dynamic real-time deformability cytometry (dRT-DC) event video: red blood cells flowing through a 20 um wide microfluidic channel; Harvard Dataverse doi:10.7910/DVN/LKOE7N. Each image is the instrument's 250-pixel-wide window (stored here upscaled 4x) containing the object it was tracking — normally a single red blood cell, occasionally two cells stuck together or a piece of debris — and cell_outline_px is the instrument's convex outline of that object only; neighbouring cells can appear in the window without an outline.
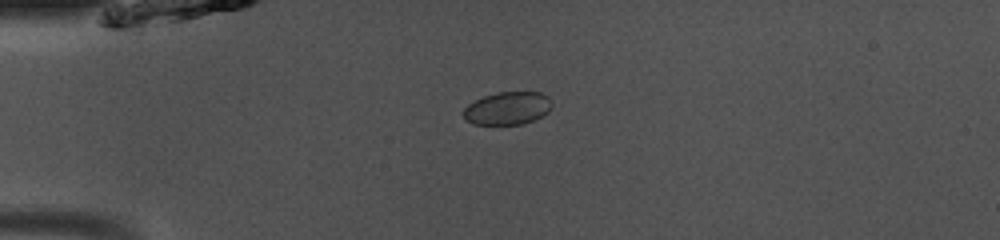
{"species": "common noctule bat (a hibernating species)", "species_latin": "Nyctalus noctula", "temperature_condition": "room temperature", "stored_images_in_passage": 40, "camera_frame_rate_fps": 3000, "um_per_image_px": 0.085, "animal": {"sex": "male", "body_mass_g": 13.0, "forearm_length_mm": 53.1}, "frame": {"image": 1, "passage_image": 3, "time_ms": 0.667, "image_size_px": [1000, 240], "cell_outline_px": [[552, 108], [548, 112], [524, 124], [472, 124], [464, 116], [464, 108], [468, 104], [484, 96], [496, 92], [540, 92], [548, 96], [552, 100]], "centroid_in_image_um": [43.17, 9.19], "position_along_channel_um": 41.8, "area_um2": 16.88}}
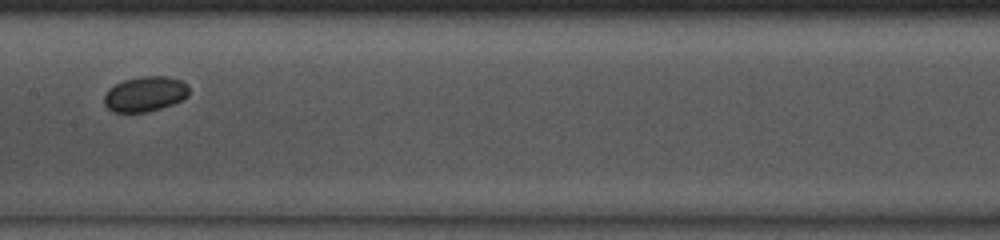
{"frame": {"image": 2, "passage_image": 16, "time_ms": 5.0, "image_size_px": [1000, 240], "cell_outline_px": [[188, 96], [172, 104], [148, 112], [112, 112], [104, 104], [104, 96], [108, 88], [124, 80], [144, 76], [168, 76], [180, 80], [188, 84]], "centroid_in_image_um": [12.32, 7.99], "position_along_channel_um": 195.1, "area_um2": 17.34}}
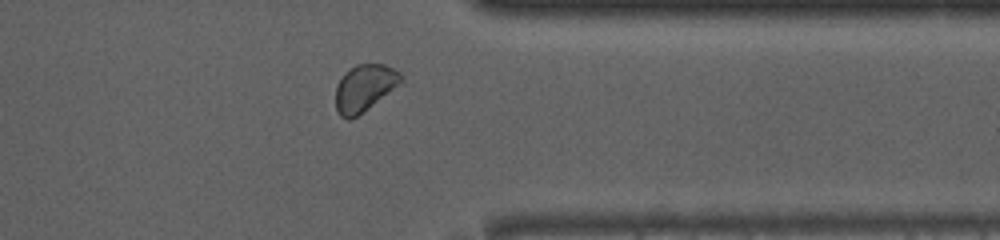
{"frame": {"image": 3, "passage_image": 30, "time_ms": 9.667, "image_size_px": [1000, 240], "cell_outline_px": [[404, 80], [356, 116], [348, 120], [340, 116], [336, 108], [336, 84], [344, 72], [356, 64], [384, 64], [400, 72]], "centroid_in_image_um": [30.94, 7.44], "position_along_channel_um": 380.5, "area_um2": 17.46}}